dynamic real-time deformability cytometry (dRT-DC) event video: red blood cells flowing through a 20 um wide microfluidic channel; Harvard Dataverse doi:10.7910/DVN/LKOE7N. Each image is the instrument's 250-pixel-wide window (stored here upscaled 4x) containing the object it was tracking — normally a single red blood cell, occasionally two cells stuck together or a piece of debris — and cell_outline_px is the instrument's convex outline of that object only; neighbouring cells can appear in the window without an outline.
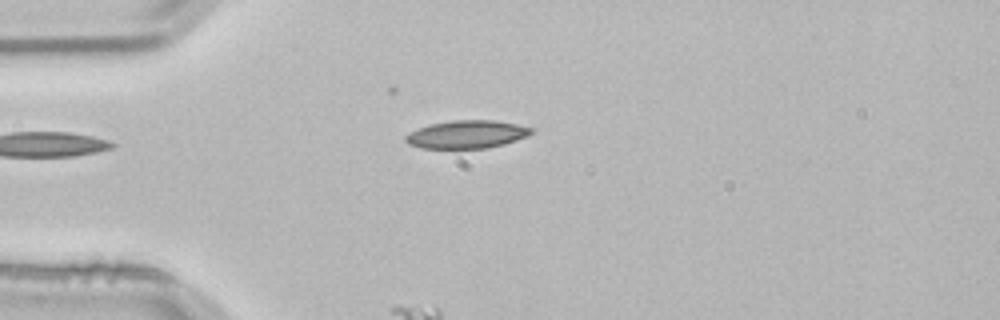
{"species": "common noctule bat (a hibernating species)", "species_latin": "Nyctalus noctula", "temperature_condition": "room temperature", "stored_images_in_passage": 1, "camera_frame_rate_fps": 3000, "um_per_image_px": 0.085, "animal": {"sex": "male", "body_mass_g": 21.5, "forearm_length_mm": 52.0}, "frame": {"image": 1, "passage_image": 1, "time_ms": 0.0, "image_size_px": [1000, 320], "cell_outline_px": [[532, 132], [528, 136], [504, 144], [488, 148], [420, 148], [408, 144], [404, 140], [404, 136], [408, 132], [432, 124], [452, 120], [492, 120], [516, 124], [532, 128]], "centroid_in_image_um": [39.65, 11.43], "position_along_channel_um": 45.4, "area_um2": 20.4}}